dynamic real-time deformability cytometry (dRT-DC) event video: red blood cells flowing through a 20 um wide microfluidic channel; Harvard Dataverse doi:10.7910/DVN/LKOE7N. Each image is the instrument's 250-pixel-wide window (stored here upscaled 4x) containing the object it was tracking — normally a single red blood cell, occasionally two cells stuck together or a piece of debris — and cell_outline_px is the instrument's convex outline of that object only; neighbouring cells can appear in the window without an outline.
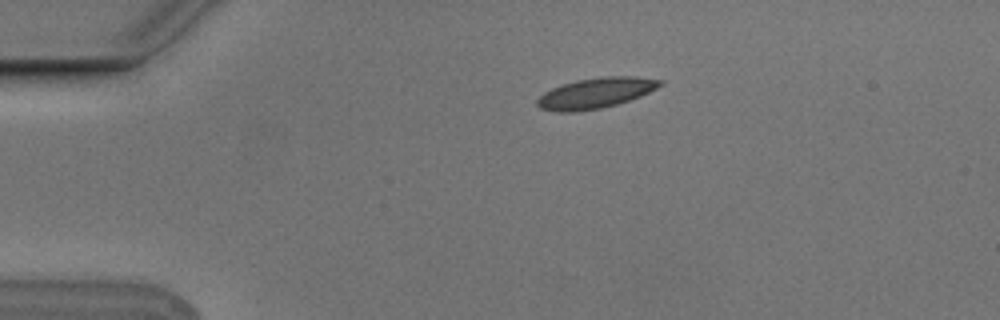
{"species": "Egyptian fruit bat (a non-hibernating species)", "species_latin": "Rousettus aegyptiacus", "temperature_condition": "cold", "stored_images_in_passage": 3, "camera_frame_rate_fps": 3000, "um_per_image_px": 0.085, "animal": {"sex": "male"}, "frame": {"image": 1, "passage_image": 1, "time_ms": 0.0, "image_size_px": [1000, 320], "cell_outline_px": [[664, 84], [640, 96], [616, 104], [600, 108], [576, 112], [556, 112], [540, 108], [536, 104], [536, 100], [544, 92], [552, 88], [576, 80], [600, 76], [636, 76], [664, 80]], "centroid_in_image_um": [50.63, 7.9], "position_along_channel_um": 34.4, "area_um2": 21.85}}